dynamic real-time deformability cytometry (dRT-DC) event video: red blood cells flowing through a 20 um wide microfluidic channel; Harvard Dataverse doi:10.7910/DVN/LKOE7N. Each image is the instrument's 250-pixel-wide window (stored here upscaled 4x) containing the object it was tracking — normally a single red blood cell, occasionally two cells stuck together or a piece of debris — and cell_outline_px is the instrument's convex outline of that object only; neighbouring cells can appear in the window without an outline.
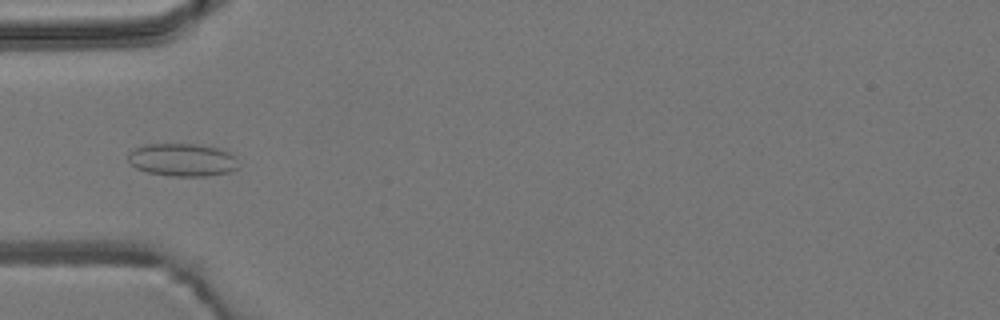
{"species": "common noctule bat (a hibernating species)", "species_latin": "Nyctalus noctula", "temperature_condition": "room temperature", "stored_images_in_passage": 5, "camera_frame_rate_fps": 3000, "um_per_image_px": 0.085, "animal": {"sex": "male", "body_mass_g": 19.2, "forearm_length_mm": 51.8}, "frame": {"image": 1, "passage_image": 5, "time_ms": 4.333, "image_size_px": [1000, 320], "cell_outline_px": [[236, 168], [232, 172], [204, 176], [172, 176], [148, 172], [136, 168], [128, 160], [128, 152], [144, 144], [200, 144], [216, 148], [228, 152], [232, 156]], "centroid_in_image_um": [15.44, 13.58], "position_along_channel_um": 69.6, "area_um2": 20.81}}